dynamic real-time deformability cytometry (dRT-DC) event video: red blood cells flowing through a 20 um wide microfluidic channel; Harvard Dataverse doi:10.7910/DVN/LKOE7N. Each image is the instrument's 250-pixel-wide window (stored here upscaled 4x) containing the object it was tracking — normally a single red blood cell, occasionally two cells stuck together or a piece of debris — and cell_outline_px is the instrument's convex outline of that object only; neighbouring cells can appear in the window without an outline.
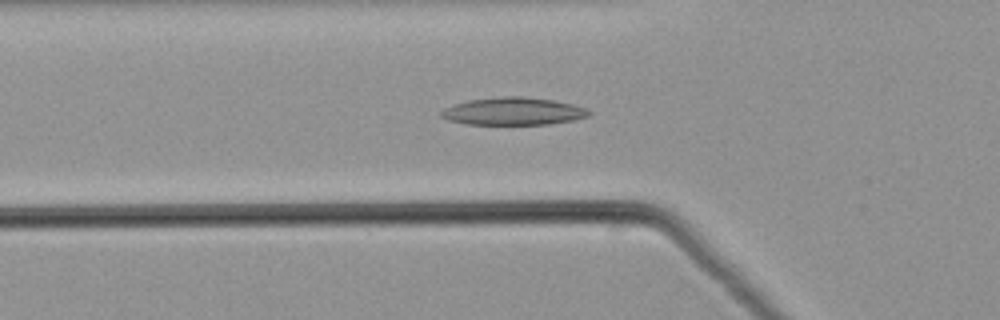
{"species": "common noctule bat (a hibernating species)", "species_latin": "Nyctalus noctula", "temperature_condition": "warm", "stored_images_in_passage": 51, "camera_frame_rate_fps": 3000, "um_per_image_px": 0.085, "animal": {"sex": "male", "body_mass_g": 21.5, "forearm_length_mm": 52.0}, "frame": {"image": 1, "passage_image": 18, "time_ms": 5.667, "image_size_px": [1000, 320], "cell_outline_px": [[592, 112], [588, 116], [572, 120], [548, 124], [468, 124], [448, 120], [440, 116], [440, 112], [444, 108], [468, 100], [504, 96], [524, 96], [552, 100], [572, 104], [584, 108]], "centroid_in_image_um": [43.61, 9.45], "position_along_channel_um": 82.2, "area_um2": 23.52}}
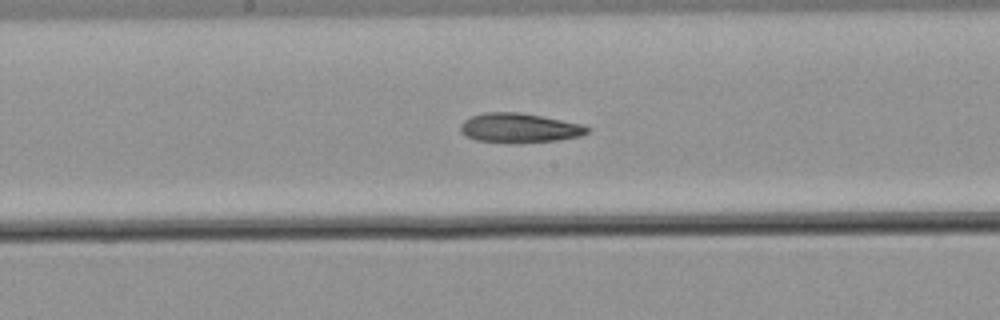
{"frame": {"image": 2, "passage_image": 27, "time_ms": 8.667, "image_size_px": [1000, 320], "cell_outline_px": [[592, 128], [588, 132], [580, 136], [560, 140], [520, 144], [512, 144], [476, 140], [460, 132], [460, 124], [464, 120], [472, 116], [484, 112], [520, 112], [584, 124]], "centroid_in_image_um": [44.17, 10.89], "position_along_channel_um": 204.0, "area_um2": 22.25}}
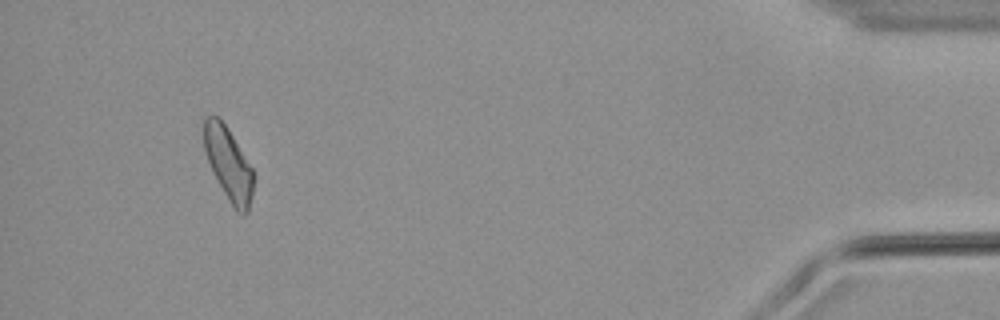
{"frame": {"image": 3, "passage_image": 48, "time_ms": 15.667, "image_size_px": [1000, 320], "cell_outline_px": [[252, 196], [248, 212], [244, 216], [240, 216], [236, 212], [224, 192], [208, 160], [204, 148], [204, 120], [208, 116], [216, 116], [228, 128], [252, 168]], "centroid_in_image_um": [19.43, 13.96], "position_along_channel_um": 415.8, "area_um2": 20.46}}